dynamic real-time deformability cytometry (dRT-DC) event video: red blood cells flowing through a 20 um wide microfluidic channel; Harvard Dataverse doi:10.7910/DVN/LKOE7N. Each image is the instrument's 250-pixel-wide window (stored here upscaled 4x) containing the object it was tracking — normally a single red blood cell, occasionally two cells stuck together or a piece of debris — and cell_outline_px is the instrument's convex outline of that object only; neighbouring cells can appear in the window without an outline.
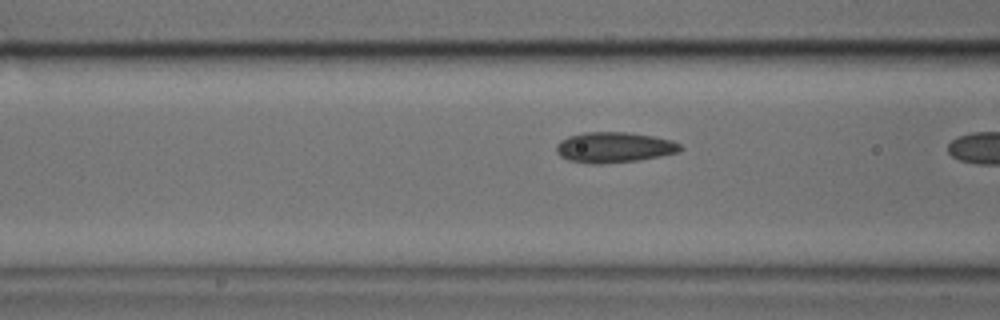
{"species": "common noctule bat (a hibernating species)", "species_latin": "Nyctalus noctula", "temperature_condition": "cold", "stored_images_in_passage": 7, "camera_frame_rate_fps": 3000, "um_per_image_px": 0.085, "animal": {"sex": "male", "body_mass_g": 17.9, "forearm_length_mm": 54.2}, "frame": {"image": 1, "passage_image": 6, "time_ms": 1.667, "image_size_px": [1000, 320], "cell_outline_px": [[684, 148], [680, 152], [640, 160], [600, 164], [588, 164], [568, 160], [560, 156], [556, 152], [556, 144], [560, 140], [568, 136], [584, 132], [624, 132], [652, 136], [672, 140], [680, 144]], "centroid_in_image_um": [52.19, 12.53], "position_along_channel_um": 114.4, "area_um2": 22.25}}